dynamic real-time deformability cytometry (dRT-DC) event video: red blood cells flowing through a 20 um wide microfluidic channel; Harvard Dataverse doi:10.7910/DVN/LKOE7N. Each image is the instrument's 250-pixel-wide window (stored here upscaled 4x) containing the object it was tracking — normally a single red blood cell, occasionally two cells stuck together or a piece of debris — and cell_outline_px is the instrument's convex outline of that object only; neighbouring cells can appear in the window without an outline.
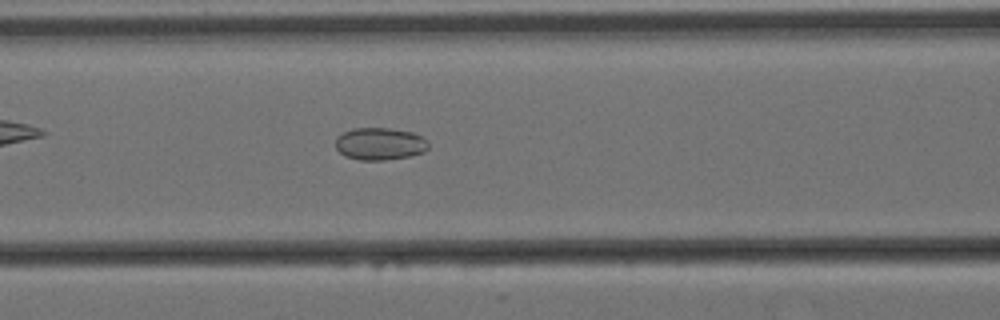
{"species": "Egyptian fruit bat (a non-hibernating species)", "species_latin": "Rousettus aegyptiacus", "temperature_condition": "cold", "stored_images_in_passage": 39, "camera_frame_rate_fps": 3000, "um_per_image_px": 0.085, "animal": {"sex": "female"}, "frame": {"image": 1, "passage_image": 15, "time_ms": 4.667, "image_size_px": [1000, 320], "cell_outline_px": [[428, 148], [424, 152], [408, 156], [384, 160], [360, 160], [344, 156], [336, 148], [336, 136], [352, 128], [388, 128], [412, 132], [420, 136], [428, 144]], "centroid_in_image_um": [32.24, 12.22], "position_along_channel_um": 134.4, "area_um2": 17.4}}
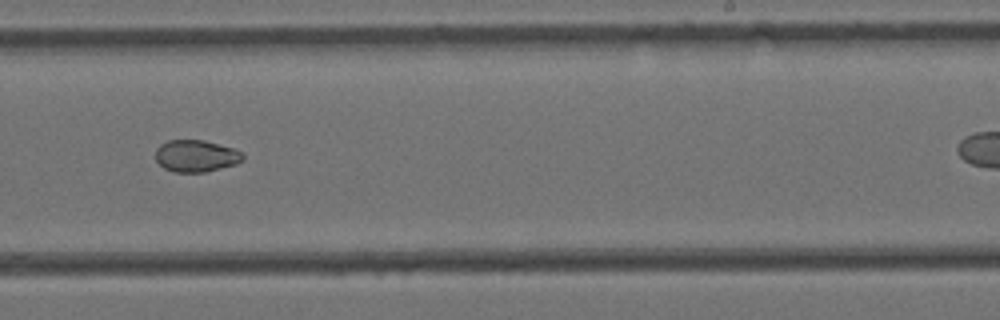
{"frame": {"image": 2, "passage_image": 27, "time_ms": 8.667, "image_size_px": [1000, 320], "cell_outline_px": [[244, 160], [236, 164], [204, 172], [176, 172], [164, 168], [156, 160], [156, 148], [160, 144], [168, 140], [204, 140], [236, 148], [244, 156]], "centroid_in_image_um": [16.68, 13.24], "position_along_channel_um": 272.3, "area_um2": 16.3}}
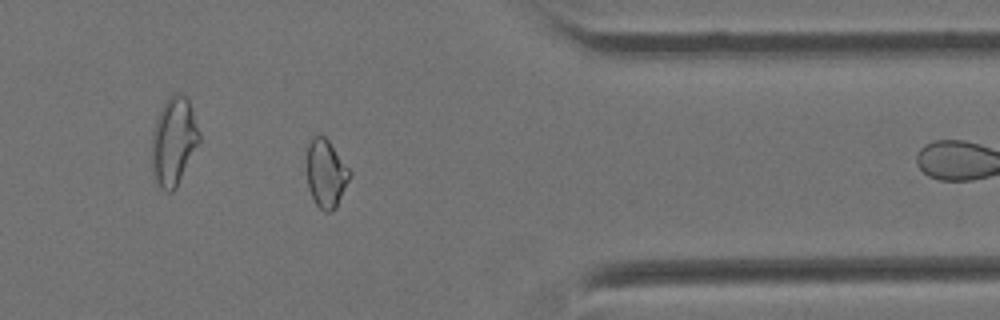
{"frame": {"image": 3, "passage_image": 38, "time_ms": 12.333, "image_size_px": [1000, 320], "cell_outline_px": [[352, 176], [336, 208], [332, 212], [324, 212], [316, 204], [308, 188], [304, 168], [308, 144], [312, 136], [324, 136], [328, 140], [352, 172]], "centroid_in_image_um": [27.68, 14.76], "position_along_channel_um": 383.7, "area_um2": 17.63}}